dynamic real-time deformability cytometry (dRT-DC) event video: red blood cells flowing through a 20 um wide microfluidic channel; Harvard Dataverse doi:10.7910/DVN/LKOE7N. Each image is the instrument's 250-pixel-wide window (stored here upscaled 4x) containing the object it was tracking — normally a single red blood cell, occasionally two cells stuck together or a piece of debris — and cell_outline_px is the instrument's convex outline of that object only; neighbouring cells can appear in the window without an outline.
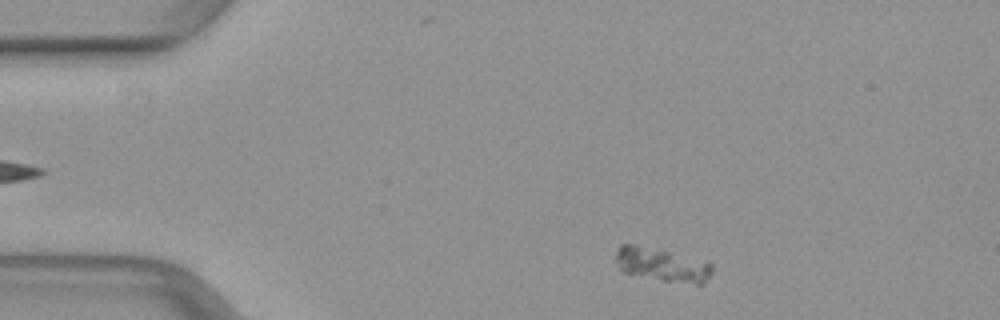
{"species": "common noctule bat (a hibernating species)", "species_latin": "Nyctalus noctula", "temperature_condition": "warm", "stored_images_in_passage": 44, "camera_frame_rate_fps": 3000, "um_per_image_px": 0.085, "animal": {"sex": "female", "body_mass_g": 29.2, "forearm_length_mm": 56.3}, "frame": {"image": 1, "passage_image": 2, "time_ms": 0.333, "image_size_px": [1000, 320], "cell_outline_px": [[712, 272], [704, 284], [696, 284], [664, 280], [624, 272], [616, 264], [616, 248], [620, 244], [636, 244], [708, 260], [712, 264]], "centroid_in_image_um": [56.3, 22.47], "position_along_channel_um": 28.7, "area_um2": 18.96}}
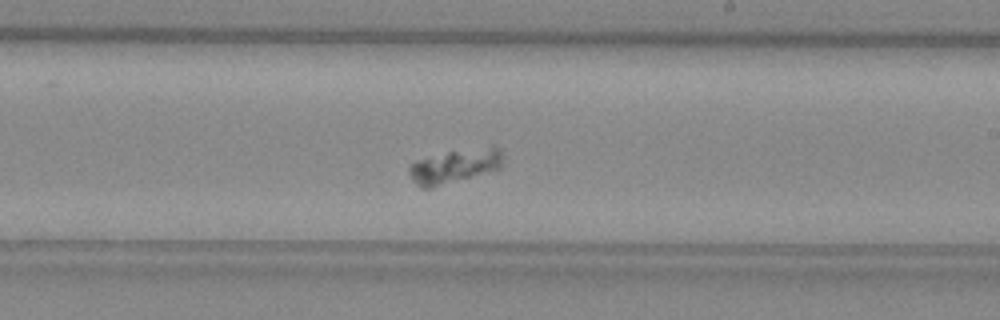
{"frame": {"image": 2, "passage_image": 23, "time_ms": 7.333, "image_size_px": [1000, 320], "cell_outline_px": [[504, 156], [500, 168], [432, 188], [420, 188], [412, 180], [408, 172], [408, 168], [412, 164], [420, 160], [448, 152], [492, 144], [500, 148], [504, 152]], "centroid_in_image_um": [38.73, 14.1], "position_along_channel_um": 250.3, "area_um2": 18.61}}
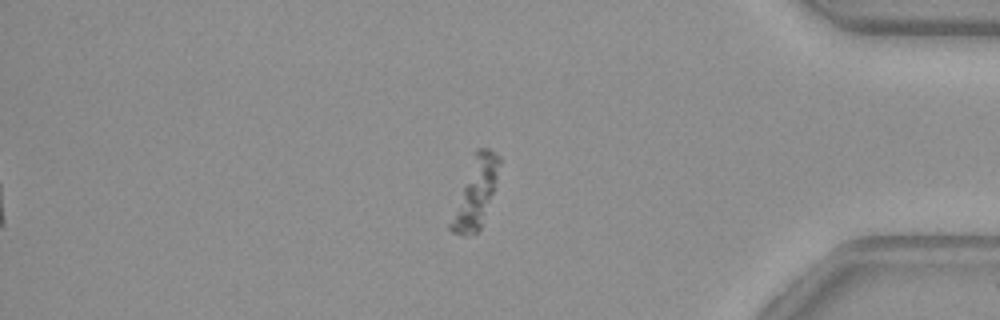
{"frame": {"image": 3, "passage_image": 36, "time_ms": 11.667, "image_size_px": [1000, 320], "cell_outline_px": [[500, 160], [492, 192], [480, 232], [464, 236], [452, 232], [448, 228], [448, 224], [476, 148], [488, 148], [500, 156]], "centroid_in_image_um": [40.39, 16.44], "position_along_channel_um": 394.8, "area_um2": 18.9}}